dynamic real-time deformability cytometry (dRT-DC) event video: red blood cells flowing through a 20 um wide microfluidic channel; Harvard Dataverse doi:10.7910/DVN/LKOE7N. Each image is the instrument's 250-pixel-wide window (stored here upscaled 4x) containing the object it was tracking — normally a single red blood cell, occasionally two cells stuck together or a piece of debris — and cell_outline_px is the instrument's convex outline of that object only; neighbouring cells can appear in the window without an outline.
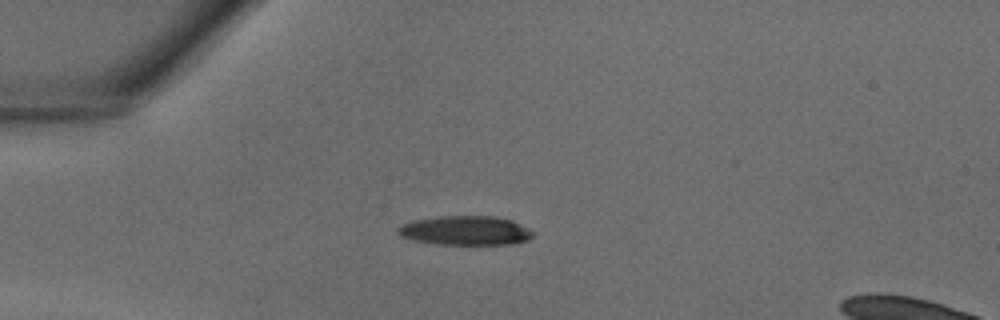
{"species": "common noctule bat (a hibernating species)", "species_latin": "Nyctalus noctula", "temperature_condition": "warm", "stored_images_in_passage": 31, "segment_of_instrument_passage": [1, 2], "camera_frame_rate_fps": 3000, "um_per_image_px": 0.085, "animal": {"sex": "male", "body_mass_g": 18.8}, "frame": {"image": 1, "passage_image": 1, "time_ms": 0.0, "image_size_px": [1000, 320], "cell_outline_px": [[536, 232], [528, 240], [512, 244], [436, 244], [416, 240], [400, 236], [396, 228], [412, 220], [440, 216], [492, 216], [512, 220]], "centroid_in_image_um": [39.59, 19.59], "position_along_channel_um": 45.4, "area_um2": 22.95}}
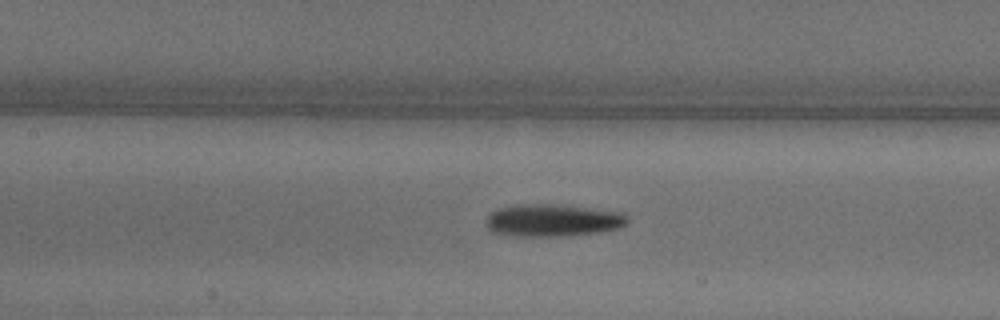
{"frame": {"image": 2, "passage_image": 9, "time_ms": 2.667, "image_size_px": [1000, 320], "cell_outline_px": [[628, 224], [620, 228], [600, 232], [564, 236], [520, 236], [492, 232], [484, 224], [484, 220], [496, 208], [520, 204], [552, 204], [620, 212], [628, 216]], "centroid_in_image_um": [46.96, 18.73], "position_along_channel_um": 160.4, "area_um2": 26.7}}
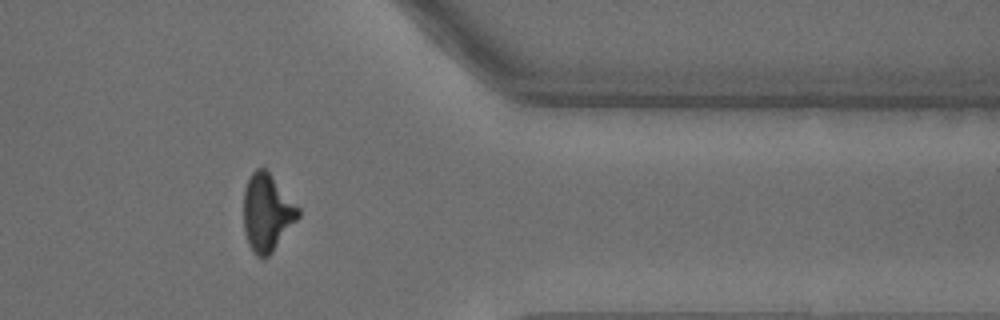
{"frame": {"image": 3, "passage_image": 23, "time_ms": 7.333, "image_size_px": [1000, 320], "cell_outline_px": [[300, 216], [272, 252], [268, 256], [256, 256], [252, 252], [248, 244], [244, 232], [244, 188], [252, 172], [256, 168], [264, 168], [268, 172], [300, 208]], "centroid_in_image_um": [22.69, 18.08], "position_along_channel_um": 388.7, "area_um2": 24.39}}